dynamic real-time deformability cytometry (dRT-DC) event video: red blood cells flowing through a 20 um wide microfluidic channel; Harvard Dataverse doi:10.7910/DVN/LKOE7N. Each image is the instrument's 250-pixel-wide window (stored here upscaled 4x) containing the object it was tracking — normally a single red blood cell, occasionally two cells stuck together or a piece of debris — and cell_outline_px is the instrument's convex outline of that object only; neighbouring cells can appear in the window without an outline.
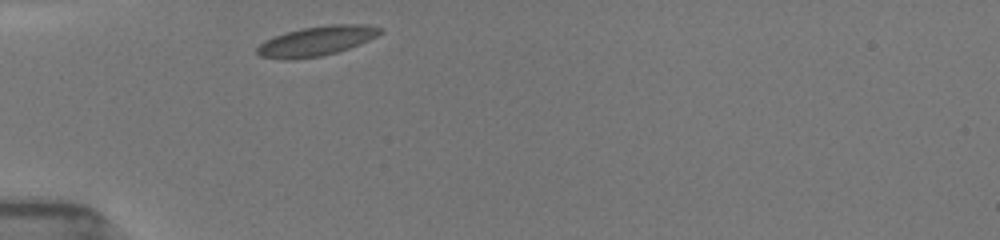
{"species": "common noctule bat (a hibernating species)", "species_latin": "Nyctalus noctula", "temperature_condition": "room temperature", "stored_images_in_passage": 30, "camera_frame_rate_fps": 3000, "um_per_image_px": 0.085, "animal": {"sex": "female", "body_mass_g": 19.5, "forearm_length_mm": 54.1}, "frame": {"image": 1, "passage_image": 1, "time_ms": 0.0, "image_size_px": [1000, 240], "cell_outline_px": [[384, 32], [360, 44], [336, 52], [320, 56], [284, 60], [260, 56], [256, 52], [256, 48], [264, 40], [284, 32], [300, 28], [328, 24], [364, 24], [384, 28]], "centroid_in_image_um": [26.9, 3.47], "position_along_channel_um": 58.1, "area_um2": 21.39}}
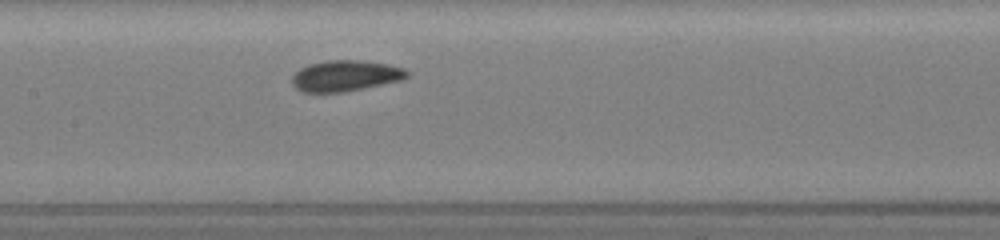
{"frame": {"image": 2, "passage_image": 11, "time_ms": 3.333, "image_size_px": [1000, 240], "cell_outline_px": [[408, 76], [400, 80], [364, 88], [344, 92], [304, 92], [296, 88], [292, 84], [292, 76], [300, 68], [308, 64], [324, 60], [360, 60], [388, 64], [404, 68], [408, 72]], "centroid_in_image_um": [29.33, 6.43], "position_along_channel_um": 178.1, "area_um2": 20.69}}
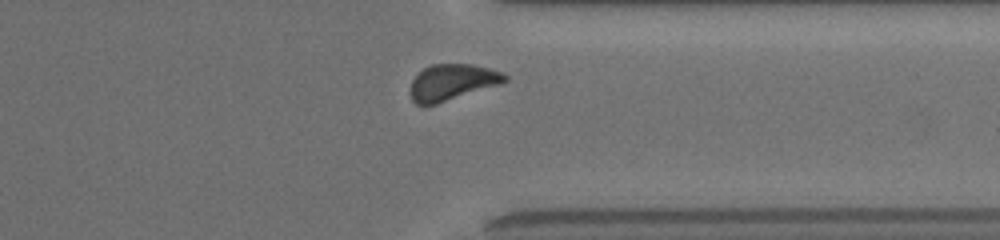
{"frame": {"image": 3, "passage_image": 26, "time_ms": 8.333, "image_size_px": [1000, 240], "cell_outline_px": [[508, 80], [500, 84], [436, 104], [416, 104], [412, 100], [412, 80], [424, 68], [432, 64], [472, 64], [504, 72], [508, 76]], "centroid_in_image_um": [38.48, 6.97], "position_along_channel_um": 372.9, "area_um2": 19.59}, "authors_computed_cell_mechanics": {"area_um2": 19.9699, "velocity_mm_per_s": 3.9079, "shape_relaxation_time_tau1_ms": 1.9119, "shape_relaxation_time_tau2_ms": 5.4261, "deformation_change_tau1": 0.0784, "deformation_change_tau2": 0.0843}}